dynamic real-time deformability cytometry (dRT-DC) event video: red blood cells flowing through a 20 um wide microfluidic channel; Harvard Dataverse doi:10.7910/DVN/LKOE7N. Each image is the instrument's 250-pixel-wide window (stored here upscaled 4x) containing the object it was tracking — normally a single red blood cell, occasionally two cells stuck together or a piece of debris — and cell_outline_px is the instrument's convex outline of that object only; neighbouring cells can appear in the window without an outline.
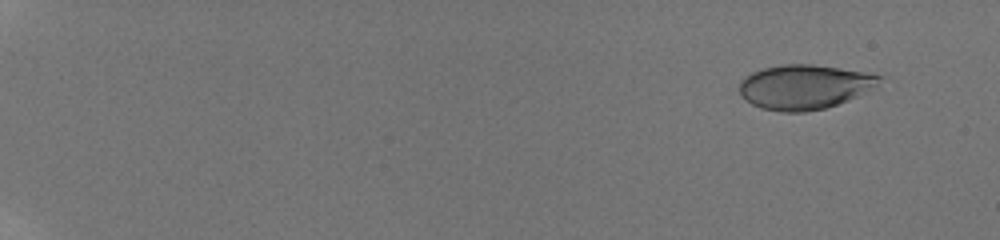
{"species": "human", "species_latin": "Homo sapiens", "temperature_condition": "room temperature", "stored_images_in_passage": 21, "camera_frame_rate_fps": 3000, "um_per_image_px": 0.085, "donor": {"sex": "male"}, "frame": {"image": 1, "passage_image": 3, "time_ms": 1.333, "image_size_px": [1000, 240], "cell_outline_px": [[880, 76], [876, 84], [856, 96], [848, 100], [824, 108], [804, 112], [780, 112], [760, 108], [744, 100], [740, 96], [740, 80], [744, 76], [752, 72], [764, 68], [784, 64], [812, 64], [860, 72]], "centroid_in_image_um": [68.24, 7.4], "position_along_channel_um": 16.8, "area_um2": 35.72}}
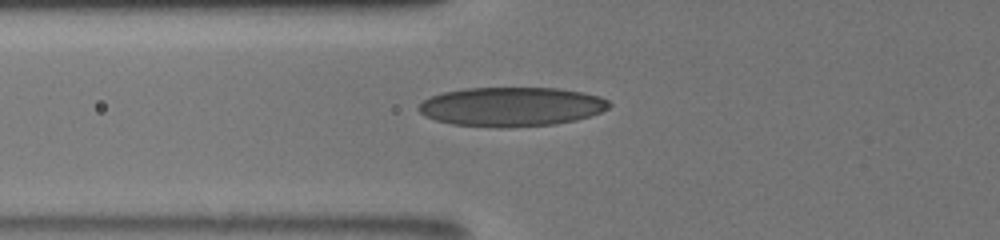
{"frame": {"image": 2, "passage_image": 19, "time_ms": 8.0, "image_size_px": [1000, 240], "cell_outline_px": [[612, 104], [608, 108], [600, 112], [576, 120], [556, 124], [512, 128], [500, 128], [452, 124], [436, 120], [424, 116], [416, 108], [424, 100], [440, 92], [464, 88], [556, 88], [584, 92], [600, 96], [608, 100]], "centroid_in_image_um": [43.46, 9.07], "position_along_channel_um": 82.3, "area_um2": 43.93}}
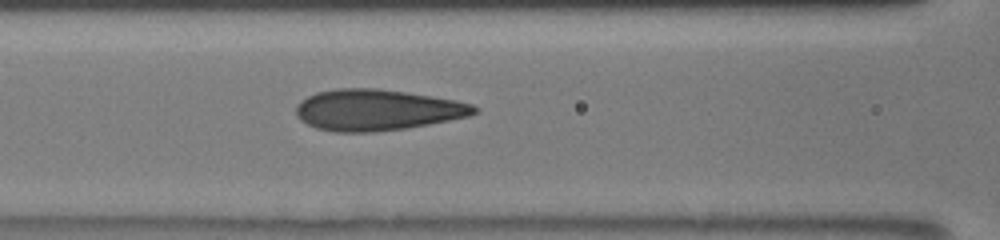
{"frame": {"image": 3, "passage_image": 21, "time_ms": 9.333, "image_size_px": [1000, 240], "cell_outline_px": [[480, 112], [468, 116], [408, 128], [372, 132], [332, 132], [316, 128], [300, 120], [296, 116], [296, 104], [300, 100], [316, 92], [336, 88], [376, 88], [432, 96], [456, 100], [472, 104], [480, 108]], "centroid_in_image_um": [32.03, 9.34], "position_along_channel_um": 134.6, "area_um2": 42.89}}